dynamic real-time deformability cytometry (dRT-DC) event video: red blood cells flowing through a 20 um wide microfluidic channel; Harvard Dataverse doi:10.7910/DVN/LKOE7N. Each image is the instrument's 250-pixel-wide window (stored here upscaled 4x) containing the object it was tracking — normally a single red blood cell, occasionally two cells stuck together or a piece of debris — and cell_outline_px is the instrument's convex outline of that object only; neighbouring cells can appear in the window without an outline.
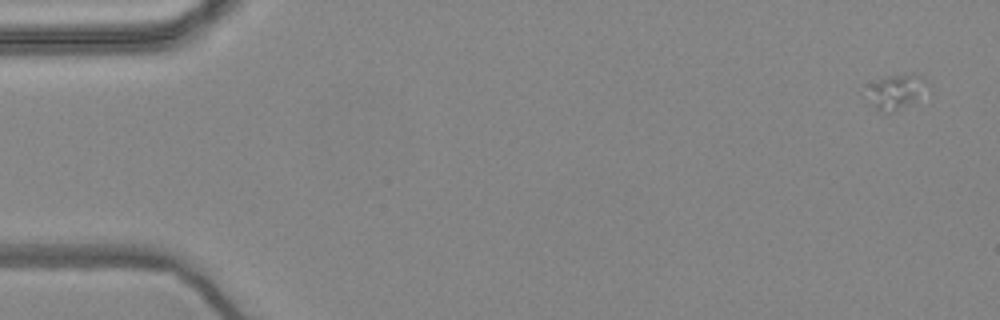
{"species": "common noctule bat (a hibernating species)", "species_latin": "Nyctalus noctula", "temperature_condition": "warm", "stored_images_in_passage": 16, "camera_frame_rate_fps": 3000, "um_per_image_px": 0.085, "animal": {"sex": "female", "body_mass_g": 24.6, "forearm_length_mm": 56.2}, "frame": {"image": 1, "passage_image": 3, "time_ms": 0.667, "image_size_px": [1000, 320], "cell_outline_px": [[924, 80], [916, 100], [892, 112], [880, 112], [868, 104], [864, 100], [872, 84], [888, 76], [912, 72]], "centroid_in_image_um": [76.01, 7.82], "position_along_channel_um": 9.0, "area_um2": 11.62}}